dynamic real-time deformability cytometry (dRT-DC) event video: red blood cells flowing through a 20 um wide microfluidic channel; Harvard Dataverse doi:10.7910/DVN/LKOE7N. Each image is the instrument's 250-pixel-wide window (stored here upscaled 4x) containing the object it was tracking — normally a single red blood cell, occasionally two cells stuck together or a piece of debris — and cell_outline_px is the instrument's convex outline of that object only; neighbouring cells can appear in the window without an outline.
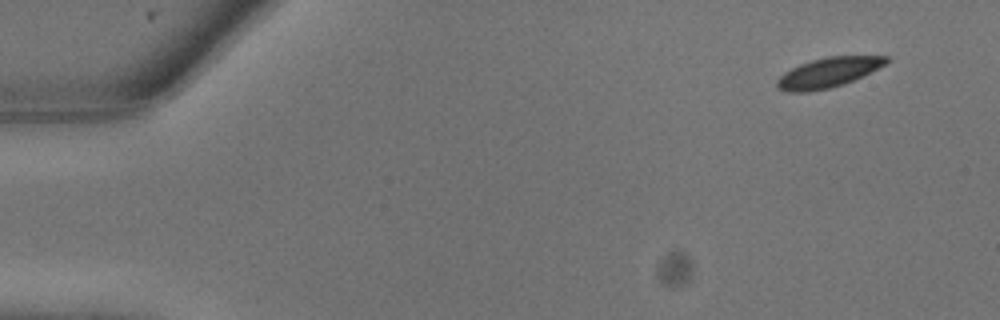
{"species": "common noctule bat (a hibernating species)", "species_latin": "Nyctalus noctula", "temperature_condition": "warm", "stored_images_in_passage": 7, "camera_frame_rate_fps": 3000, "um_per_image_px": 0.085, "animal": {"sex": "male", "body_mass_g": 13.3}, "frame": {"image": 1, "passage_image": 1, "time_ms": 0.0, "image_size_px": [1000, 320], "cell_outline_px": [[888, 60], [884, 64], [844, 84], [828, 88], [808, 92], [788, 92], [776, 88], [776, 80], [784, 72], [800, 64], [812, 60], [828, 56], [888, 56]], "centroid_in_image_um": [70.31, 6.17], "position_along_channel_um": 14.7, "area_um2": 18.61}}
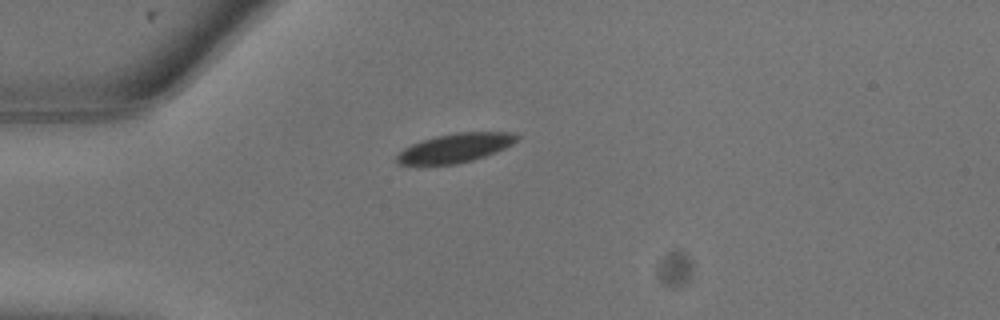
{"frame": {"image": 2, "passage_image": 6, "time_ms": 1.667, "image_size_px": [1000, 320], "cell_outline_px": [[520, 136], [512, 144], [504, 148], [484, 156], [472, 160], [456, 164], [416, 168], [400, 164], [396, 160], [396, 156], [404, 148], [412, 144], [436, 136], [456, 132], [516, 132]], "centroid_in_image_um": [38.62, 12.62], "position_along_channel_um": 46.4, "area_um2": 20.81}}